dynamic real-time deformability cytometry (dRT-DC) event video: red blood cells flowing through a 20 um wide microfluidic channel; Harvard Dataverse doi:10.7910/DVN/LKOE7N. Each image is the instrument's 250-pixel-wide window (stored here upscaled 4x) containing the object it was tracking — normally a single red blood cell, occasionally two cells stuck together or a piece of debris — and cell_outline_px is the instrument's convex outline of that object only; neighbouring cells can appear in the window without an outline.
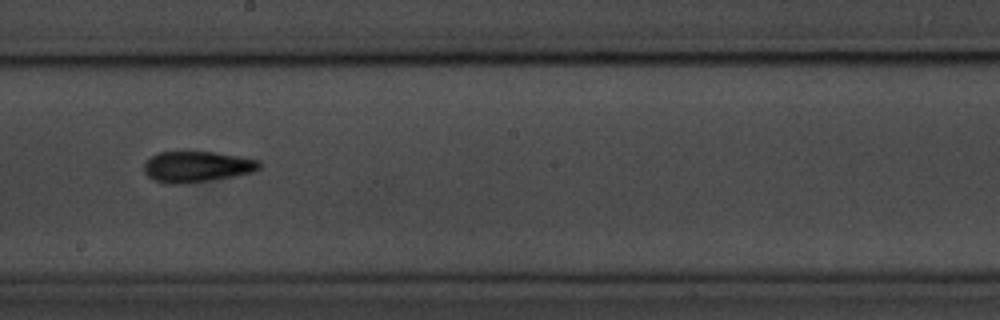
{"species": "common noctule bat (a hibernating species)", "species_latin": "Nyctalus noctula", "temperature_condition": "room temperature", "stored_images_in_passage": 16, "camera_frame_rate_fps": 3000, "um_per_image_px": 0.085, "animal": {"sex": "male", "body_mass_g": 20.1, "forearm_length_mm": 53.5}, "frame": {"image": 1, "passage_image": 10, "time_ms": 11.333, "image_size_px": [1000, 320], "cell_outline_px": [[260, 168], [252, 172], [232, 176], [188, 184], [164, 184], [152, 180], [144, 172], [144, 164], [152, 156], [160, 152], [216, 152], [240, 156], [260, 160]], "centroid_in_image_um": [16.72, 14.18], "position_along_channel_um": 231.5, "area_um2": 20.87}}
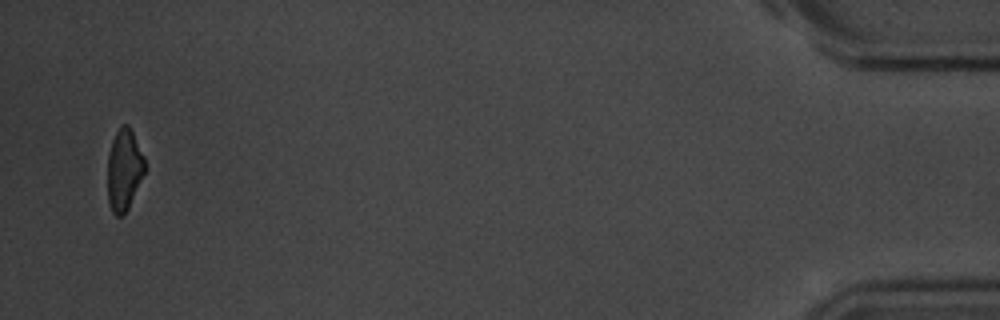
{"frame": {"image": 2, "passage_image": 16, "time_ms": 19.333, "image_size_px": [1000, 320], "cell_outline_px": [[144, 172], [128, 208], [124, 216], [116, 216], [112, 212], [108, 200], [108, 156], [112, 140], [120, 124], [128, 124], [144, 156]], "centroid_in_image_um": [10.53, 14.43], "position_along_channel_um": 424.7, "area_um2": 17.46}, "authors_computed_cell_mechanics": {"area_um2": 20.7791, "velocity_mm_per_s": 3.4905, "shape_relaxation_time_tau1_ms": 2.9715, "shape_relaxation_time_tau2_ms": 2.4476, "deformation_change_tau1": 0.0814, "deformation_change_tau2": 0.0758}}